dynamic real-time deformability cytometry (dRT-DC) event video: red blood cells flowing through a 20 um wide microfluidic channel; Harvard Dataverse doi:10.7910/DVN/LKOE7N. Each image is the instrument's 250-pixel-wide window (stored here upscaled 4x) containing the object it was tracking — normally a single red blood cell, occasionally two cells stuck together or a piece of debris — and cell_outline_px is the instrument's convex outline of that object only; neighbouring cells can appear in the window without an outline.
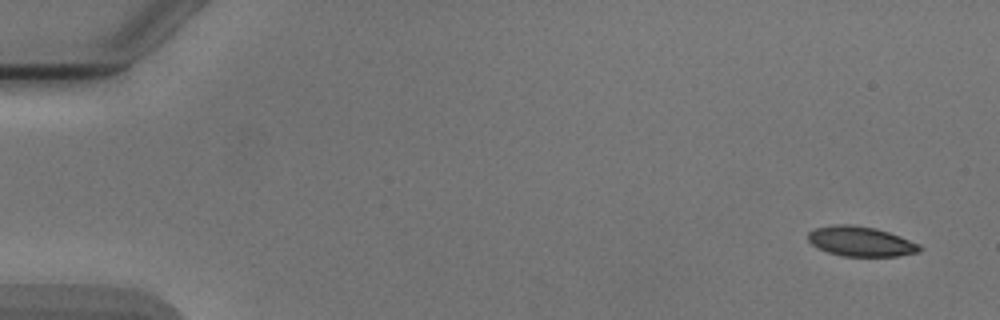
{"species": "Egyptian fruit bat (a non-hibernating species)", "species_latin": "Rousettus aegyptiacus", "temperature_condition": "cold", "stored_images_in_passage": 6, "segment_of_instrument_passage": [1, 2], "camera_frame_rate_fps": 3000, "um_per_image_px": 0.085, "animal": {"sex": "male"}, "frame": {"image": 1, "passage_image": 1, "time_ms": 0.0, "image_size_px": [1000, 320], "cell_outline_px": [[924, 248], [920, 252], [896, 256], [844, 256], [828, 252], [812, 244], [808, 240], [808, 232], [816, 228], [832, 224], [852, 224], [876, 228], [900, 236], [920, 244]], "centroid_in_image_um": [73.19, 20.51], "position_along_channel_um": 11.8, "area_um2": 19.48}}
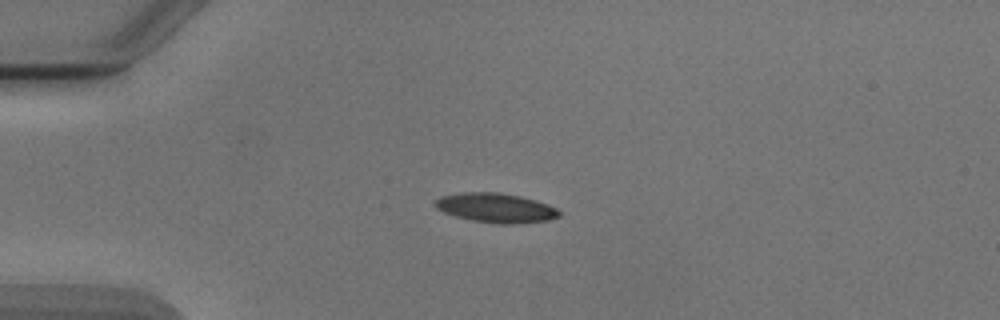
{"frame": {"image": 2, "passage_image": 4, "time_ms": 3.667, "image_size_px": [1000, 320], "cell_outline_px": [[560, 216], [548, 220], [516, 224], [500, 224], [472, 220], [456, 216], [444, 212], [436, 208], [432, 204], [440, 196], [460, 192], [496, 192], [520, 196], [536, 200], [548, 204], [556, 208], [560, 212]], "centroid_in_image_um": [42.13, 17.66], "position_along_channel_um": 42.9, "area_um2": 21.33}}